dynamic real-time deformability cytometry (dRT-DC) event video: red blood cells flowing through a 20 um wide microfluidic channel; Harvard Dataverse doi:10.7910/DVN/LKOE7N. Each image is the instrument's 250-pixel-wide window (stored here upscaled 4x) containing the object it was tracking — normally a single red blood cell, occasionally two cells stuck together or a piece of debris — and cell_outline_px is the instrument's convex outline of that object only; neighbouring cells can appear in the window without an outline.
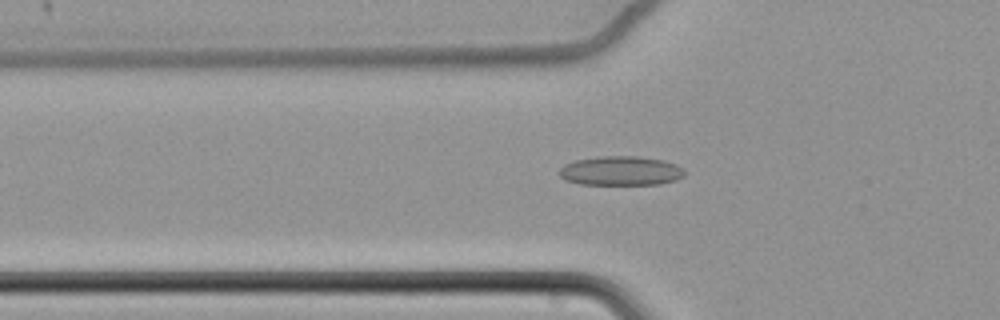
{"species": "common noctule bat (a hibernating species)", "species_latin": "Nyctalus noctula", "temperature_condition": "cold", "stored_images_in_passage": 60, "camera_frame_rate_fps": 3000, "um_per_image_px": 0.085, "animal": {"sex": "female", "body_mass_g": 22.7, "forearm_length_mm": 54.2}, "frame": {"image": 1, "passage_image": 20, "time_ms": 6.333, "image_size_px": [1000, 320], "cell_outline_px": [[684, 176], [676, 180], [660, 184], [580, 184], [564, 180], [560, 176], [560, 168], [564, 164], [576, 160], [600, 156], [636, 156], [664, 160], [676, 164], [684, 168]], "centroid_in_image_um": [52.78, 14.52], "position_along_channel_um": 73.0, "area_um2": 21.44}}
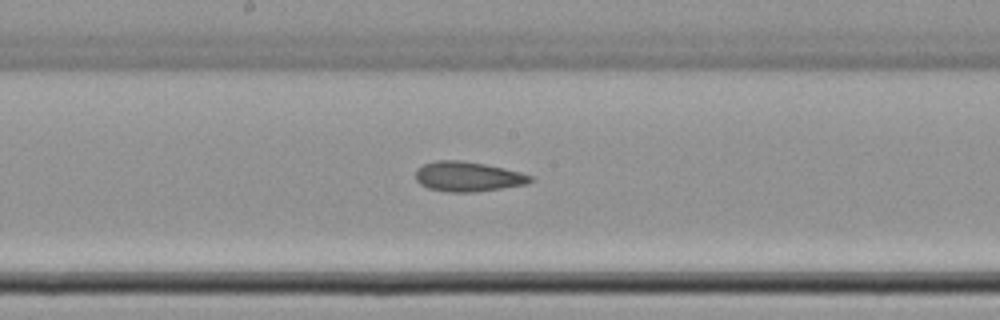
{"frame": {"image": 2, "passage_image": 32, "time_ms": 10.333, "image_size_px": [1000, 320], "cell_outline_px": [[532, 180], [528, 184], [472, 192], [448, 192], [428, 188], [420, 184], [416, 180], [416, 168], [424, 164], [436, 160], [460, 160], [484, 164], [520, 172], [532, 176]], "centroid_in_image_um": [39.73, 15.01], "position_along_channel_um": 208.5, "area_um2": 19.83}}
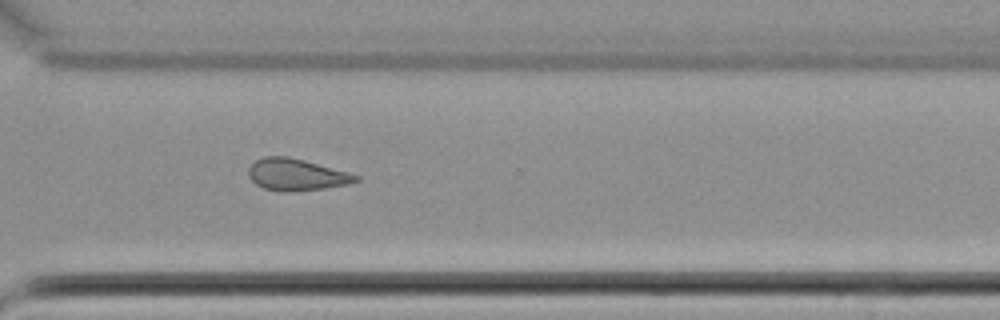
{"frame": {"image": 3, "passage_image": 44, "time_ms": 14.333, "image_size_px": [1000, 320], "cell_outline_px": [[360, 180], [348, 184], [324, 188], [288, 192], [264, 188], [256, 184], [248, 176], [248, 168], [256, 160], [264, 156], [288, 156], [304, 160], [348, 172], [360, 176]], "centroid_in_image_um": [25.19, 14.84], "position_along_channel_um": 345.4, "area_um2": 19.77}, "authors_computed_cell_mechanics": {"area_um2": 20.8369, "velocity_mm_per_s": 3.4174, "shape_relaxation_time_tau1_ms": null, "shape_relaxation_time_tau2_ms": 4.5574, "deformation_change_tau1": null, "deformation_change_tau2": 0.1072}}